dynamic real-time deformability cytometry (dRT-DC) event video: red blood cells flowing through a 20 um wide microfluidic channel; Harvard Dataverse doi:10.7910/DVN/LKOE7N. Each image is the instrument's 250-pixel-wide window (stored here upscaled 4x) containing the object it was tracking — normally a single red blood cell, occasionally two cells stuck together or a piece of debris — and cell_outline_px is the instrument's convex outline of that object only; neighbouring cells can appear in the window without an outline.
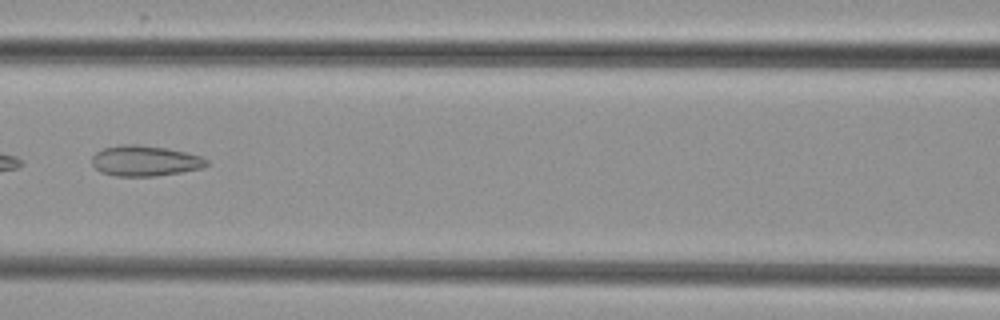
{"species": "common noctule bat (a hibernating species)", "species_latin": "Nyctalus noctula", "temperature_condition": "cold", "stored_images_in_passage": 8, "camera_frame_rate_fps": 3000, "um_per_image_px": 0.085, "animal": {"sex": "female", "body_mass_g": 29.2, "forearm_length_mm": 56.3}, "frame": {"image": 1, "passage_image": 8, "time_ms": 8.0, "image_size_px": [1000, 320], "cell_outline_px": [[208, 164], [204, 168], [156, 176], [116, 176], [100, 172], [92, 164], [92, 156], [96, 152], [104, 148], [120, 144], [140, 144], [168, 148], [188, 152], [200, 156], [208, 160]], "centroid_in_image_um": [12.33, 13.66], "position_along_channel_um": 154.3, "area_um2": 20.63}}